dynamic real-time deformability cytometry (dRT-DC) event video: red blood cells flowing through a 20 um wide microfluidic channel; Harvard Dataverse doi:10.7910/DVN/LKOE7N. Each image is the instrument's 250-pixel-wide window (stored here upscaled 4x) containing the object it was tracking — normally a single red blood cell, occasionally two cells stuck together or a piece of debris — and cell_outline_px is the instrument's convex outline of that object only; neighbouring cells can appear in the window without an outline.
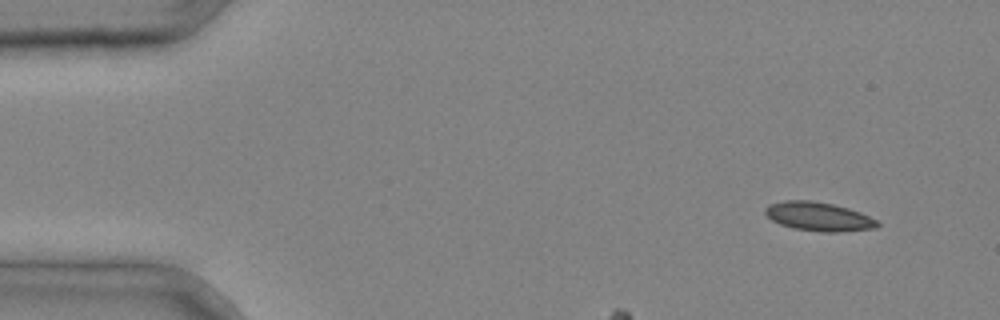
{"species": "common noctule bat (a hibernating species)", "species_latin": "Nyctalus noctula", "temperature_condition": "cold", "stored_images_in_passage": 3, "camera_frame_rate_fps": 3000, "um_per_image_px": 0.085, "animal": {"sex": "male", "body_mass_g": 20.4}, "frame": {"image": 1, "passage_image": 1, "time_ms": 0.0, "image_size_px": [1000, 320], "cell_outline_px": [[880, 224], [876, 228], [840, 232], [820, 232], [792, 228], [780, 224], [772, 220], [764, 212], [764, 208], [768, 204], [784, 200], [812, 200], [832, 204], [848, 208], [860, 212], [876, 220]], "centroid_in_image_um": [69.55, 18.4], "position_along_channel_um": 15.4, "area_um2": 18.96}}
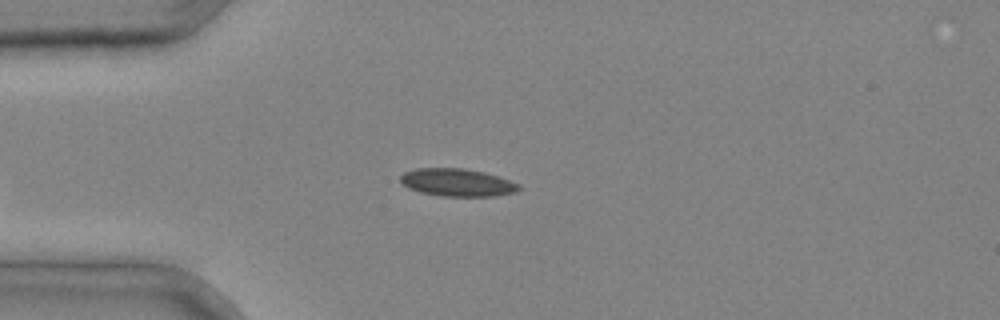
{"frame": {"image": 2, "passage_image": 3, "time_ms": 0.667, "image_size_px": [1000, 320], "cell_outline_px": [[520, 188], [516, 192], [496, 196], [440, 196], [420, 192], [408, 188], [400, 180], [400, 176], [404, 172], [416, 168], [460, 168], [484, 172], [500, 176], [520, 184]], "centroid_in_image_um": [38.88, 15.51], "position_along_channel_um": 46.1, "area_um2": 19.19}}